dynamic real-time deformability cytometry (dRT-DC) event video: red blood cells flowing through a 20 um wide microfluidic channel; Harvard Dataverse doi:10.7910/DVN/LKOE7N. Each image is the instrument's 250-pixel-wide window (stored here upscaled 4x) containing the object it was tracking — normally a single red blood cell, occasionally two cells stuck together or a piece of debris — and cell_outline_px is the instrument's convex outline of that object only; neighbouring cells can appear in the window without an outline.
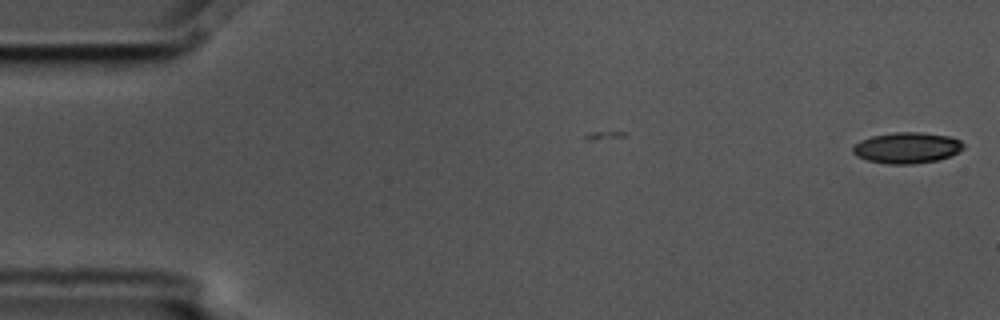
{"species": "common noctule bat (a hibernating species)", "species_latin": "Nyctalus noctula", "temperature_condition": "cold", "stored_images_in_passage": 2, "camera_frame_rate_fps": 3000, "um_per_image_px": 0.085, "animal": {"sex": "male", "body_mass_g": 17.5, "forearm_length_mm": 52.3}, "frame": {"image": 1, "passage_image": 2, "time_ms": 0.333, "image_size_px": [1000, 320], "cell_outline_px": [[964, 148], [948, 156], [936, 160], [912, 164], [888, 164], [868, 160], [856, 156], [852, 152], [852, 144], [860, 140], [872, 136], [896, 132], [920, 132], [948, 136], [960, 140], [964, 144]], "centroid_in_image_um": [77.04, 12.56], "position_along_channel_um": 8.0, "area_um2": 19.88}}